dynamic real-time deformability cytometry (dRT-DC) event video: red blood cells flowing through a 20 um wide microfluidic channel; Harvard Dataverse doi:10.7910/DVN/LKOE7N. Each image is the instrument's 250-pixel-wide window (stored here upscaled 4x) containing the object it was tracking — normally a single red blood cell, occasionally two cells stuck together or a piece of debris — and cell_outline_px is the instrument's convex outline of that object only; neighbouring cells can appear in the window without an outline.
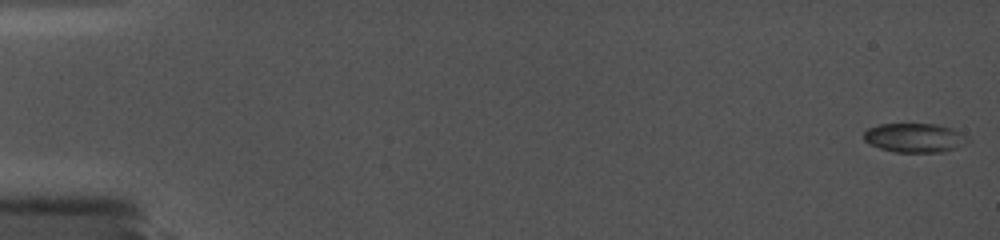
{"species": "common noctule bat (a hibernating species)", "species_latin": "Nyctalus noctula", "temperature_condition": "cold", "stored_images_in_passage": 27, "camera_frame_rate_fps": 5000, "um_per_image_px": 0.085, "animal": {"sex": "female", "body_mass_g": 19.0, "forearm_length_mm": 56.7}, "frame": {"image": 1, "passage_image": 1, "time_ms": 0.0, "image_size_px": [1000, 240], "cell_outline_px": [[972, 140], [956, 148], [940, 152], [896, 152], [880, 148], [864, 140], [864, 132], [868, 128], [880, 124], [936, 124], [952, 128], [968, 136]], "centroid_in_image_um": [77.79, 11.71], "position_along_channel_um": 7.2, "area_um2": 17.63}}
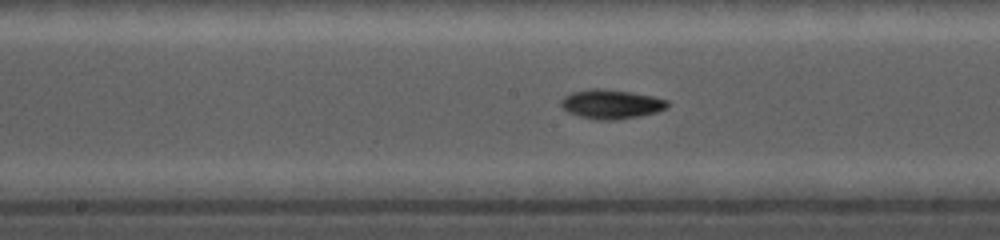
{"frame": {"image": 2, "passage_image": 17, "time_ms": 9.4, "image_size_px": [1000, 240], "cell_outline_px": [[668, 108], [656, 112], [640, 116], [616, 120], [596, 120], [580, 116], [568, 112], [560, 104], [560, 100], [564, 96], [572, 92], [592, 88], [596, 88], [628, 92], [652, 96], [668, 100]], "centroid_in_image_um": [51.94, 8.86], "position_along_channel_um": 196.3, "area_um2": 18.03}}
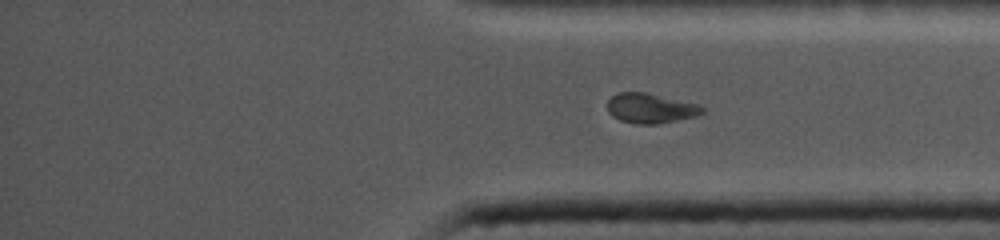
{"frame": {"image": 3, "passage_image": 27, "time_ms": 14.2, "image_size_px": [1000, 240], "cell_outline_px": [[704, 112], [696, 116], [660, 124], [636, 124], [620, 120], [612, 116], [608, 112], [608, 100], [616, 92], [644, 92], [700, 104], [704, 108]], "centroid_in_image_um": [55.3, 9.2], "position_along_channel_um": 379.9, "area_um2": 16.65}}